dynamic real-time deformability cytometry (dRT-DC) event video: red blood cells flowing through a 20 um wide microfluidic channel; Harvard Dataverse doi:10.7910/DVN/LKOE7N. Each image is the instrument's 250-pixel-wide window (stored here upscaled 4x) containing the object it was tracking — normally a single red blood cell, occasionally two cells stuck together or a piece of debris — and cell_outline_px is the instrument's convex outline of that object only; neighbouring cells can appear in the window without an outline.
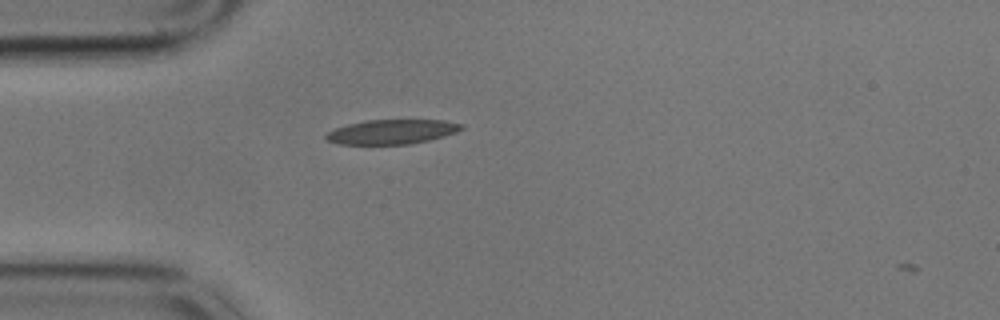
{"species": "common noctule bat (a hibernating species)", "species_latin": "Nyctalus noctula", "temperature_condition": "cold", "stored_images_in_passage": 4, "camera_frame_rate_fps": 3000, "um_per_image_px": 0.085, "animal": {"sex": "male", "body_mass_g": 17.9}, "frame": {"image": 1, "passage_image": 3, "time_ms": 0.667, "image_size_px": [1000, 320], "cell_outline_px": [[464, 128], [456, 132], [444, 136], [428, 140], [408, 144], [340, 144], [328, 140], [324, 136], [328, 132], [336, 128], [348, 124], [364, 120], [444, 120], [464, 124]], "centroid_in_image_um": [33.33, 11.19], "position_along_channel_um": 51.7, "area_um2": 19.25}}